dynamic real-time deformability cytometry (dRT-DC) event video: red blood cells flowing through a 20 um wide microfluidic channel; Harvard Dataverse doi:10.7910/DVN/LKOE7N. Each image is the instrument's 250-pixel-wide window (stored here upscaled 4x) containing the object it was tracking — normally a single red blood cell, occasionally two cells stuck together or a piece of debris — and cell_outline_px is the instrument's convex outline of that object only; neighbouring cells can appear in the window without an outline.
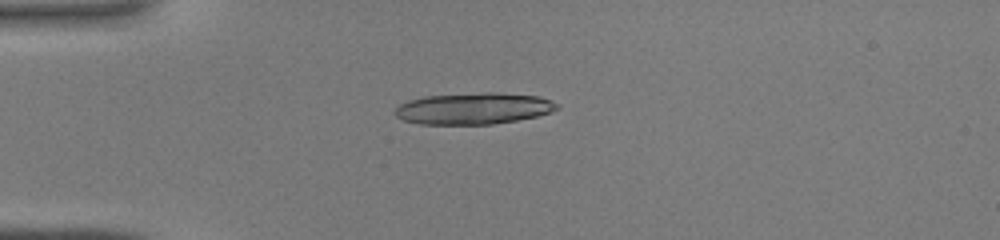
{"species": "common noctule bat (a hibernating species)", "species_latin": "Nyctalus noctula", "temperature_condition": "warm", "stored_images_in_passage": 33, "camera_frame_rate_fps": 3000, "um_per_image_px": 0.085, "animal": {"sex": "male", "body_mass_g": 19.0, "forearm_length_mm": 50.8}, "frame": {"image": 1, "passage_image": 1, "time_ms": 0.0, "image_size_px": [1000, 240], "cell_outline_px": [[560, 108], [552, 112], [536, 116], [516, 120], [492, 124], [420, 124], [404, 120], [396, 116], [392, 112], [400, 104], [408, 100], [424, 96], [484, 92], [492, 92], [540, 96], [560, 104]], "centroid_in_image_um": [40.26, 9.21], "position_along_channel_um": 44.7, "area_um2": 29.88}}